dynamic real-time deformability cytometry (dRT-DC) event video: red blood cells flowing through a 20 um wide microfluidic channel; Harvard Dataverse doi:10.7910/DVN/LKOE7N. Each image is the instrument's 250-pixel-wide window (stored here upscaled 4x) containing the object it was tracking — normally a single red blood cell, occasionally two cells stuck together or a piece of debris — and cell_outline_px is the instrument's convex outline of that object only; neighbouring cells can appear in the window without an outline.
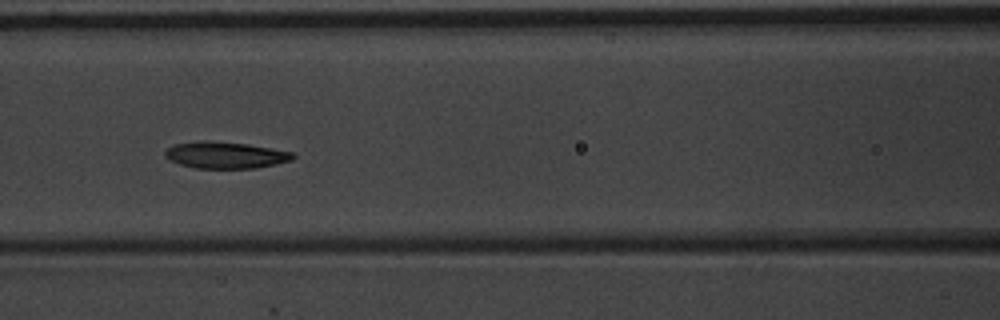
{"species": "common noctule bat (a hibernating species)", "species_latin": "Nyctalus noctula", "temperature_condition": "warm", "stored_images_in_passage": 10, "camera_frame_rate_fps": 3000, "um_per_image_px": 0.085, "animal": {"sex": "male", "body_mass_g": 20.1, "forearm_length_mm": 53.5}, "frame": {"image": 1, "passage_image": 7, "time_ms": 2.0, "image_size_px": [1000, 320], "cell_outline_px": [[296, 156], [292, 160], [276, 164], [256, 168], [196, 168], [180, 164], [168, 160], [164, 156], [164, 152], [168, 148], [176, 144], [204, 140], [208, 140], [248, 144], [296, 152]], "centroid_in_image_um": [19.2, 13.18], "position_along_channel_um": 147.4, "area_um2": 20.0}}
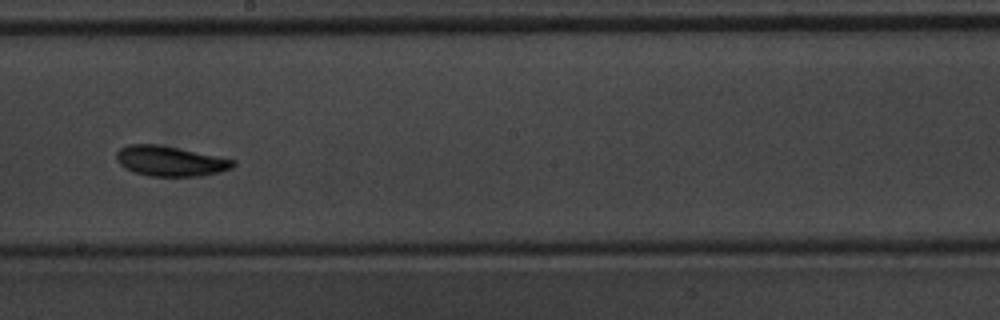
{"frame": {"image": 2, "passage_image": 9, "time_ms": 2.667, "image_size_px": [1000, 320], "cell_outline_px": [[236, 164], [232, 168], [220, 172], [200, 176], [152, 176], [136, 172], [124, 168], [116, 160], [116, 152], [120, 148], [128, 144], [156, 144], [236, 160]], "centroid_in_image_um": [14.46, 13.69], "position_along_channel_um": 233.7, "area_um2": 20.29}}